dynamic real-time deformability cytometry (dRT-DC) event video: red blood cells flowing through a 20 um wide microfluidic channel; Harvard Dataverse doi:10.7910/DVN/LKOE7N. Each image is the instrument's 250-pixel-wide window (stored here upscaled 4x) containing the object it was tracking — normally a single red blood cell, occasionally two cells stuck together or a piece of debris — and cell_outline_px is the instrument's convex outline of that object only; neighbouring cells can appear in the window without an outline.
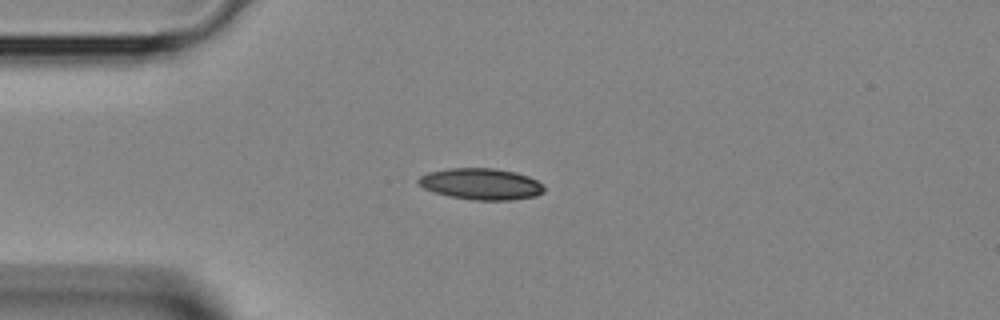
{"species": "Egyptian fruit bat (a non-hibernating species)", "species_latin": "Rousettus aegyptiacus", "temperature_condition": "room temperature", "stored_images_in_passage": 39, "camera_frame_rate_fps": 3000, "um_per_image_px": 0.085, "animal": {"sex": "female"}, "frame": {"image": 1, "passage_image": 10, "time_ms": 3.0, "image_size_px": [1000, 320], "cell_outline_px": [[544, 192], [536, 196], [512, 200], [472, 200], [448, 196], [424, 188], [416, 180], [420, 176], [428, 172], [448, 168], [492, 168], [516, 172], [528, 176], [544, 184]], "centroid_in_image_um": [40.91, 15.64], "position_along_channel_um": 44.1, "area_um2": 23.06}}
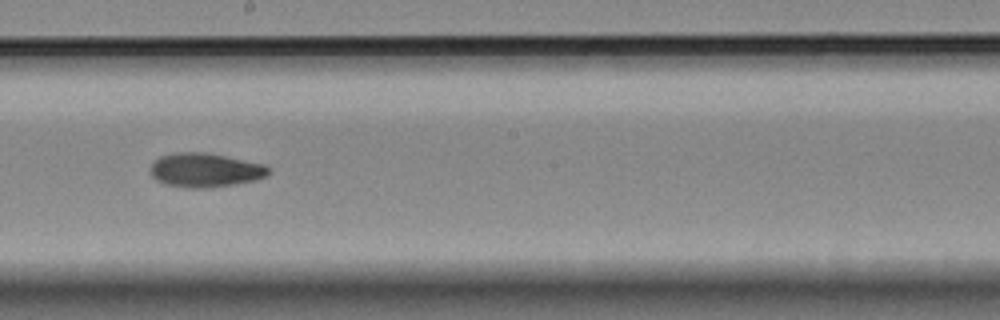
{"frame": {"image": 2, "passage_image": 23, "time_ms": 7.333, "image_size_px": [1000, 320], "cell_outline_px": [[272, 172], [268, 176], [256, 180], [212, 188], [188, 188], [164, 184], [156, 180], [152, 176], [152, 164], [160, 156], [172, 152], [204, 152], [264, 164]], "centroid_in_image_um": [17.45, 14.47], "position_along_channel_um": 230.7, "area_um2": 23.52}}
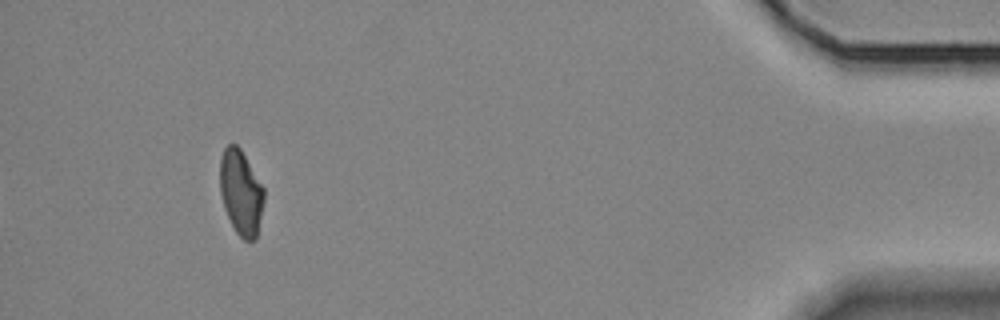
{"frame": {"image": 3, "passage_image": 39, "time_ms": 12.667, "image_size_px": [1000, 320], "cell_outline_px": [[264, 200], [256, 240], [244, 240], [236, 232], [224, 208], [220, 192], [220, 156], [224, 148], [228, 144], [236, 144], [240, 148], [264, 188]], "centroid_in_image_um": [20.47, 16.35], "position_along_channel_um": 414.7, "area_um2": 21.73}}